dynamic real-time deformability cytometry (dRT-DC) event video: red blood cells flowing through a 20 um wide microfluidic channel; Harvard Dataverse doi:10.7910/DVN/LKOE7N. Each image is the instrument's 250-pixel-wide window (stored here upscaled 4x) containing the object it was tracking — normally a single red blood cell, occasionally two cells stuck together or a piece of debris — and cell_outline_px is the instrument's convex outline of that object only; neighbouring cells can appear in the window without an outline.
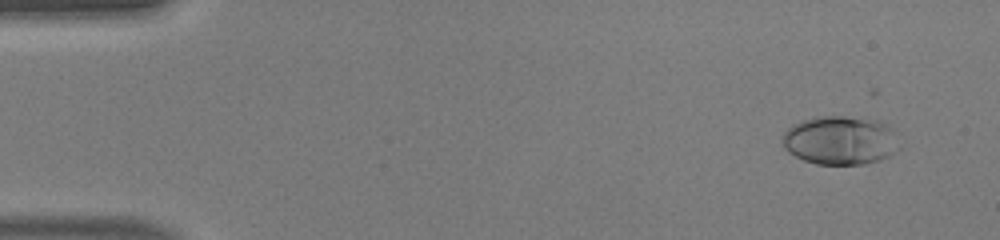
{"species": "human", "species_latin": "Homo sapiens", "temperature_condition": "warm", "stored_images_in_passage": 48, "camera_frame_rate_fps": 3000, "um_per_image_px": 0.085, "donor": {"sex": "male"}, "frame": {"image": 1, "passage_image": 2, "time_ms": 0.333, "image_size_px": [1000, 240], "cell_outline_px": [[892, 152], [888, 156], [880, 160], [864, 164], [816, 164], [804, 160], [788, 152], [784, 148], [784, 132], [792, 124], [816, 116], [844, 116], [880, 120], [888, 128]], "centroid_in_image_um": [71.27, 11.92], "position_along_channel_um": 13.7, "area_um2": 32.02}}
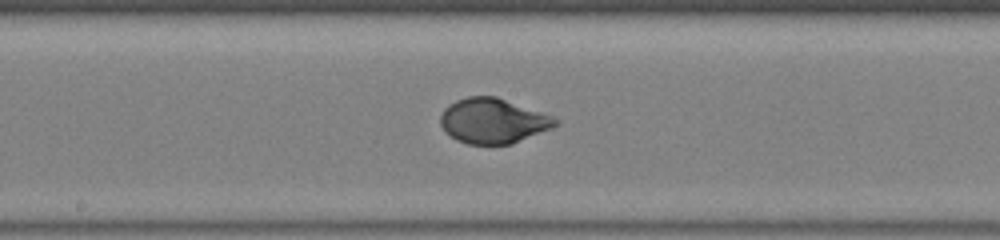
{"frame": {"image": 2, "passage_image": 25, "time_ms": 8.0, "image_size_px": [1000, 240], "cell_outline_px": [[560, 124], [552, 128], [512, 144], [468, 144], [456, 140], [444, 132], [440, 124], [440, 116], [444, 108], [448, 104], [456, 100], [468, 96], [496, 96], [552, 116], [560, 120]], "centroid_in_image_um": [41.89, 10.28], "position_along_channel_um": 206.3, "area_um2": 30.35}}
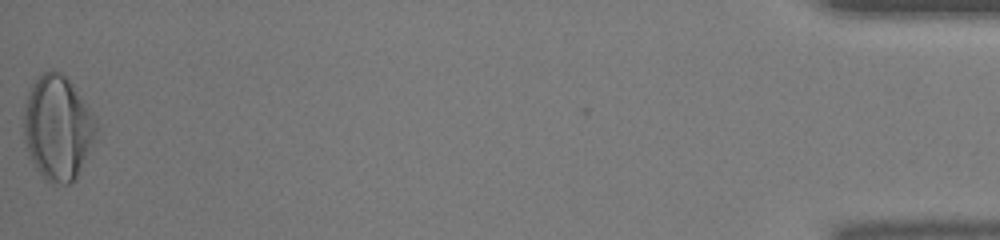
{"frame": {"image": 3, "passage_image": 48, "time_ms": 15.667, "image_size_px": [1000, 240], "cell_outline_px": [[96, 132], [88, 152], [76, 180], [68, 184], [64, 184], [44, 180], [40, 176], [28, 152], [24, 140], [24, 108], [28, 92], [32, 84], [44, 72], [60, 72], [72, 84], [96, 116]], "centroid_in_image_um": [4.9, 10.88], "position_along_channel_um": 430.3, "area_um2": 43.7}, "authors_computed_cell_mechanics": {"area_um2": 30.3161, "velocity_mm_per_s": 4.2004, "shape_relaxation_time_tau1_ms": 3.6152, "shape_relaxation_time_tau2_ms": null, "deformation_change_tau1": 0.2106, "deformation_change_tau2": null}}